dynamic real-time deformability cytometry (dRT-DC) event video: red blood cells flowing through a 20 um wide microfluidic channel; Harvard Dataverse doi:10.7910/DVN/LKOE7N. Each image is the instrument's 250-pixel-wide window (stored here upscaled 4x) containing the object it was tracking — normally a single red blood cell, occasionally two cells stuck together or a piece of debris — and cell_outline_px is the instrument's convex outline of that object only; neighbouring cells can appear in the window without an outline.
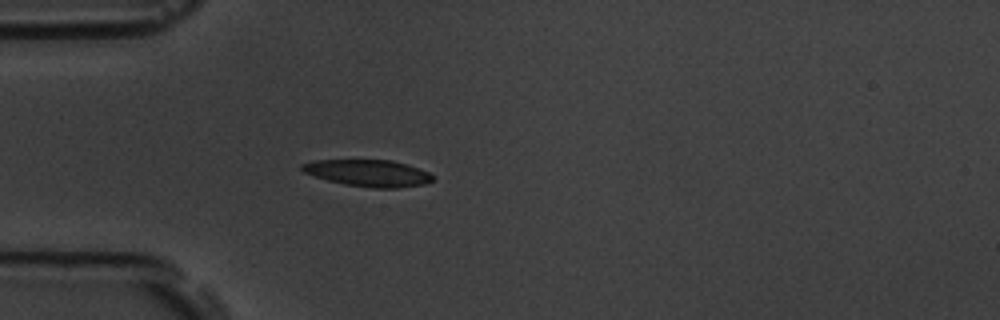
{"species": "common noctule bat (a hibernating species)", "species_latin": "Nyctalus noctula", "temperature_condition": "room temperature", "stored_images_in_passage": 4, "camera_frame_rate_fps": 3000, "um_per_image_px": 0.085, "animal": {"sex": "male", "body_mass_g": 19.5, "forearm_length_mm": 54.6}, "frame": {"image": 1, "passage_image": 4, "time_ms": 4.333, "image_size_px": [1000, 320], "cell_outline_px": [[432, 180], [428, 184], [396, 188], [372, 188], [344, 184], [328, 180], [304, 172], [300, 168], [300, 164], [312, 160], [392, 160], [428, 172], [432, 176]], "centroid_in_image_um": [31.27, 14.71], "position_along_channel_um": 53.7, "area_um2": 20.23}}